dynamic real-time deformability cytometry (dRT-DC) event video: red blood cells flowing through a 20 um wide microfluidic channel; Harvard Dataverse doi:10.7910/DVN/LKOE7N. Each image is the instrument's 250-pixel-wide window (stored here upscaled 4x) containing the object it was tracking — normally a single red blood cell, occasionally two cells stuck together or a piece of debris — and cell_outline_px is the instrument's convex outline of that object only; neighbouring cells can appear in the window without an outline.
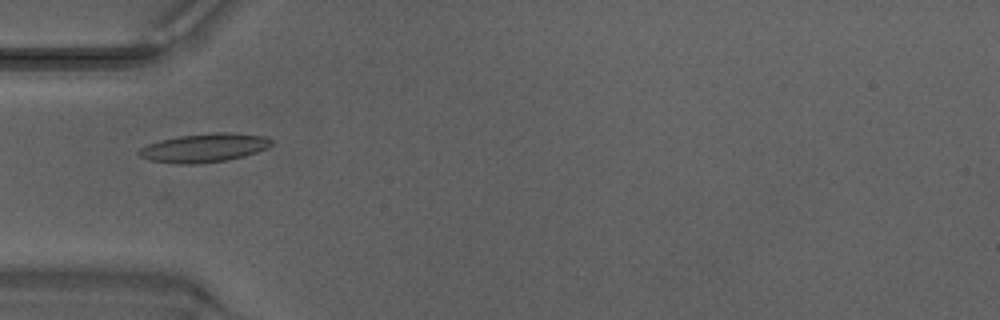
{"species": "Egyptian fruit bat (a non-hibernating species)", "species_latin": "Rousettus aegyptiacus", "temperature_condition": "warm", "stored_images_in_passage": 19, "camera_frame_rate_fps": 3000, "um_per_image_px": 0.085, "animal": {"sex": "male"}, "frame": {"image": 1, "passage_image": 1, "time_ms": 0.0, "image_size_px": [1000, 320], "cell_outline_px": [[272, 144], [268, 148], [244, 156], [228, 160], [200, 164], [180, 164], [148, 160], [140, 156], [136, 152], [140, 148], [148, 144], [160, 140], [180, 136], [216, 132], [232, 132], [264, 136], [272, 140]], "centroid_in_image_um": [17.36, 12.57], "position_along_channel_um": 67.6, "area_um2": 22.25}}